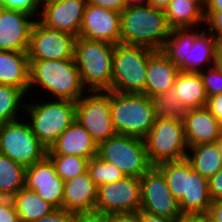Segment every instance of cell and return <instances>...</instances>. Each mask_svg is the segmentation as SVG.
<instances>
[{
    "instance_id": "cell-44",
    "label": "cell",
    "mask_w": 222,
    "mask_h": 222,
    "mask_svg": "<svg viewBox=\"0 0 222 222\" xmlns=\"http://www.w3.org/2000/svg\"><path fill=\"white\" fill-rule=\"evenodd\" d=\"M206 108L222 124V93L208 97Z\"/></svg>"
},
{
    "instance_id": "cell-14",
    "label": "cell",
    "mask_w": 222,
    "mask_h": 222,
    "mask_svg": "<svg viewBox=\"0 0 222 222\" xmlns=\"http://www.w3.org/2000/svg\"><path fill=\"white\" fill-rule=\"evenodd\" d=\"M86 0H57L41 8L38 21L47 28L79 37Z\"/></svg>"
},
{
    "instance_id": "cell-40",
    "label": "cell",
    "mask_w": 222,
    "mask_h": 222,
    "mask_svg": "<svg viewBox=\"0 0 222 222\" xmlns=\"http://www.w3.org/2000/svg\"><path fill=\"white\" fill-rule=\"evenodd\" d=\"M76 213L64 208H55L50 214L34 222H75Z\"/></svg>"
},
{
    "instance_id": "cell-42",
    "label": "cell",
    "mask_w": 222,
    "mask_h": 222,
    "mask_svg": "<svg viewBox=\"0 0 222 222\" xmlns=\"http://www.w3.org/2000/svg\"><path fill=\"white\" fill-rule=\"evenodd\" d=\"M208 187L212 201L222 200V168L208 179Z\"/></svg>"
},
{
    "instance_id": "cell-9",
    "label": "cell",
    "mask_w": 222,
    "mask_h": 222,
    "mask_svg": "<svg viewBox=\"0 0 222 222\" xmlns=\"http://www.w3.org/2000/svg\"><path fill=\"white\" fill-rule=\"evenodd\" d=\"M18 119L0 126V153L24 167L47 156V148L38 140L26 120Z\"/></svg>"
},
{
    "instance_id": "cell-51",
    "label": "cell",
    "mask_w": 222,
    "mask_h": 222,
    "mask_svg": "<svg viewBox=\"0 0 222 222\" xmlns=\"http://www.w3.org/2000/svg\"><path fill=\"white\" fill-rule=\"evenodd\" d=\"M172 0H148V4L155 8L165 10Z\"/></svg>"
},
{
    "instance_id": "cell-37",
    "label": "cell",
    "mask_w": 222,
    "mask_h": 222,
    "mask_svg": "<svg viewBox=\"0 0 222 222\" xmlns=\"http://www.w3.org/2000/svg\"><path fill=\"white\" fill-rule=\"evenodd\" d=\"M1 8L23 11L36 17V19H38L41 11V7L38 5L37 0H1Z\"/></svg>"
},
{
    "instance_id": "cell-46",
    "label": "cell",
    "mask_w": 222,
    "mask_h": 222,
    "mask_svg": "<svg viewBox=\"0 0 222 222\" xmlns=\"http://www.w3.org/2000/svg\"><path fill=\"white\" fill-rule=\"evenodd\" d=\"M207 215L215 222H222V200L213 201Z\"/></svg>"
},
{
    "instance_id": "cell-16",
    "label": "cell",
    "mask_w": 222,
    "mask_h": 222,
    "mask_svg": "<svg viewBox=\"0 0 222 222\" xmlns=\"http://www.w3.org/2000/svg\"><path fill=\"white\" fill-rule=\"evenodd\" d=\"M36 20L23 11L0 8V50L27 52Z\"/></svg>"
},
{
    "instance_id": "cell-24",
    "label": "cell",
    "mask_w": 222,
    "mask_h": 222,
    "mask_svg": "<svg viewBox=\"0 0 222 222\" xmlns=\"http://www.w3.org/2000/svg\"><path fill=\"white\" fill-rule=\"evenodd\" d=\"M164 13L171 30L195 29L205 24L204 8L195 0H172Z\"/></svg>"
},
{
    "instance_id": "cell-19",
    "label": "cell",
    "mask_w": 222,
    "mask_h": 222,
    "mask_svg": "<svg viewBox=\"0 0 222 222\" xmlns=\"http://www.w3.org/2000/svg\"><path fill=\"white\" fill-rule=\"evenodd\" d=\"M98 145L76 120L56 139L47 155H74L88 160L97 156Z\"/></svg>"
},
{
    "instance_id": "cell-7",
    "label": "cell",
    "mask_w": 222,
    "mask_h": 222,
    "mask_svg": "<svg viewBox=\"0 0 222 222\" xmlns=\"http://www.w3.org/2000/svg\"><path fill=\"white\" fill-rule=\"evenodd\" d=\"M143 140L153 166L185 159L188 153L182 119L157 117Z\"/></svg>"
},
{
    "instance_id": "cell-34",
    "label": "cell",
    "mask_w": 222,
    "mask_h": 222,
    "mask_svg": "<svg viewBox=\"0 0 222 222\" xmlns=\"http://www.w3.org/2000/svg\"><path fill=\"white\" fill-rule=\"evenodd\" d=\"M176 94L175 88L172 87L153 97L157 117L182 119L187 109L182 102L177 101Z\"/></svg>"
},
{
    "instance_id": "cell-4",
    "label": "cell",
    "mask_w": 222,
    "mask_h": 222,
    "mask_svg": "<svg viewBox=\"0 0 222 222\" xmlns=\"http://www.w3.org/2000/svg\"><path fill=\"white\" fill-rule=\"evenodd\" d=\"M45 99V100H44ZM38 99L26 102L23 117H28L32 132L49 149L56 139L75 121L76 102L66 99ZM39 100H41L39 102ZM28 103V104H27Z\"/></svg>"
},
{
    "instance_id": "cell-41",
    "label": "cell",
    "mask_w": 222,
    "mask_h": 222,
    "mask_svg": "<svg viewBox=\"0 0 222 222\" xmlns=\"http://www.w3.org/2000/svg\"><path fill=\"white\" fill-rule=\"evenodd\" d=\"M75 222H109V214L98 210L80 211L76 213Z\"/></svg>"
},
{
    "instance_id": "cell-45",
    "label": "cell",
    "mask_w": 222,
    "mask_h": 222,
    "mask_svg": "<svg viewBox=\"0 0 222 222\" xmlns=\"http://www.w3.org/2000/svg\"><path fill=\"white\" fill-rule=\"evenodd\" d=\"M109 222H141L139 211L109 214Z\"/></svg>"
},
{
    "instance_id": "cell-3",
    "label": "cell",
    "mask_w": 222,
    "mask_h": 222,
    "mask_svg": "<svg viewBox=\"0 0 222 222\" xmlns=\"http://www.w3.org/2000/svg\"><path fill=\"white\" fill-rule=\"evenodd\" d=\"M114 48L105 41L76 38L74 61L87 91H111Z\"/></svg>"
},
{
    "instance_id": "cell-18",
    "label": "cell",
    "mask_w": 222,
    "mask_h": 222,
    "mask_svg": "<svg viewBox=\"0 0 222 222\" xmlns=\"http://www.w3.org/2000/svg\"><path fill=\"white\" fill-rule=\"evenodd\" d=\"M182 121L188 147L216 143L222 132V124L206 107L187 109Z\"/></svg>"
},
{
    "instance_id": "cell-56",
    "label": "cell",
    "mask_w": 222,
    "mask_h": 222,
    "mask_svg": "<svg viewBox=\"0 0 222 222\" xmlns=\"http://www.w3.org/2000/svg\"><path fill=\"white\" fill-rule=\"evenodd\" d=\"M195 1H197L204 8L206 0H195Z\"/></svg>"
},
{
    "instance_id": "cell-55",
    "label": "cell",
    "mask_w": 222,
    "mask_h": 222,
    "mask_svg": "<svg viewBox=\"0 0 222 222\" xmlns=\"http://www.w3.org/2000/svg\"><path fill=\"white\" fill-rule=\"evenodd\" d=\"M204 222H215L214 220H212L207 214L204 215Z\"/></svg>"
},
{
    "instance_id": "cell-1",
    "label": "cell",
    "mask_w": 222,
    "mask_h": 222,
    "mask_svg": "<svg viewBox=\"0 0 222 222\" xmlns=\"http://www.w3.org/2000/svg\"><path fill=\"white\" fill-rule=\"evenodd\" d=\"M120 43L161 51L171 29L164 10L150 4L127 6L120 13Z\"/></svg>"
},
{
    "instance_id": "cell-26",
    "label": "cell",
    "mask_w": 222,
    "mask_h": 222,
    "mask_svg": "<svg viewBox=\"0 0 222 222\" xmlns=\"http://www.w3.org/2000/svg\"><path fill=\"white\" fill-rule=\"evenodd\" d=\"M173 87L177 101L182 102L186 109L206 107L207 96L199 73L180 71Z\"/></svg>"
},
{
    "instance_id": "cell-30",
    "label": "cell",
    "mask_w": 222,
    "mask_h": 222,
    "mask_svg": "<svg viewBox=\"0 0 222 222\" xmlns=\"http://www.w3.org/2000/svg\"><path fill=\"white\" fill-rule=\"evenodd\" d=\"M197 29V30H196ZM172 29L165 41L162 52L176 65L179 66L191 50L196 37L205 27Z\"/></svg>"
},
{
    "instance_id": "cell-6",
    "label": "cell",
    "mask_w": 222,
    "mask_h": 222,
    "mask_svg": "<svg viewBox=\"0 0 222 222\" xmlns=\"http://www.w3.org/2000/svg\"><path fill=\"white\" fill-rule=\"evenodd\" d=\"M155 52L143 46L116 44L111 91L145 95L147 65Z\"/></svg>"
},
{
    "instance_id": "cell-49",
    "label": "cell",
    "mask_w": 222,
    "mask_h": 222,
    "mask_svg": "<svg viewBox=\"0 0 222 222\" xmlns=\"http://www.w3.org/2000/svg\"><path fill=\"white\" fill-rule=\"evenodd\" d=\"M204 11H222V0H206Z\"/></svg>"
},
{
    "instance_id": "cell-15",
    "label": "cell",
    "mask_w": 222,
    "mask_h": 222,
    "mask_svg": "<svg viewBox=\"0 0 222 222\" xmlns=\"http://www.w3.org/2000/svg\"><path fill=\"white\" fill-rule=\"evenodd\" d=\"M64 184L65 181L57 175L53 163L47 156L26 167L25 187L34 190L55 208H62Z\"/></svg>"
},
{
    "instance_id": "cell-22",
    "label": "cell",
    "mask_w": 222,
    "mask_h": 222,
    "mask_svg": "<svg viewBox=\"0 0 222 222\" xmlns=\"http://www.w3.org/2000/svg\"><path fill=\"white\" fill-rule=\"evenodd\" d=\"M0 84L20 88L28 94L29 60L27 52L0 50Z\"/></svg>"
},
{
    "instance_id": "cell-11",
    "label": "cell",
    "mask_w": 222,
    "mask_h": 222,
    "mask_svg": "<svg viewBox=\"0 0 222 222\" xmlns=\"http://www.w3.org/2000/svg\"><path fill=\"white\" fill-rule=\"evenodd\" d=\"M76 36L34 23L27 51L28 60L74 59Z\"/></svg>"
},
{
    "instance_id": "cell-5",
    "label": "cell",
    "mask_w": 222,
    "mask_h": 222,
    "mask_svg": "<svg viewBox=\"0 0 222 222\" xmlns=\"http://www.w3.org/2000/svg\"><path fill=\"white\" fill-rule=\"evenodd\" d=\"M110 110L117 134L144 138L156 121L153 98L110 91Z\"/></svg>"
},
{
    "instance_id": "cell-21",
    "label": "cell",
    "mask_w": 222,
    "mask_h": 222,
    "mask_svg": "<svg viewBox=\"0 0 222 222\" xmlns=\"http://www.w3.org/2000/svg\"><path fill=\"white\" fill-rule=\"evenodd\" d=\"M180 72L162 51H156L148 61L146 72L145 95L150 98L168 91L174 86Z\"/></svg>"
},
{
    "instance_id": "cell-36",
    "label": "cell",
    "mask_w": 222,
    "mask_h": 222,
    "mask_svg": "<svg viewBox=\"0 0 222 222\" xmlns=\"http://www.w3.org/2000/svg\"><path fill=\"white\" fill-rule=\"evenodd\" d=\"M207 98L222 93V73L215 65L199 72Z\"/></svg>"
},
{
    "instance_id": "cell-47",
    "label": "cell",
    "mask_w": 222,
    "mask_h": 222,
    "mask_svg": "<svg viewBox=\"0 0 222 222\" xmlns=\"http://www.w3.org/2000/svg\"><path fill=\"white\" fill-rule=\"evenodd\" d=\"M139 216H140L141 222H176V220L150 214V213H147L145 211H140V210H139Z\"/></svg>"
},
{
    "instance_id": "cell-54",
    "label": "cell",
    "mask_w": 222,
    "mask_h": 222,
    "mask_svg": "<svg viewBox=\"0 0 222 222\" xmlns=\"http://www.w3.org/2000/svg\"><path fill=\"white\" fill-rule=\"evenodd\" d=\"M54 1H57V0H37L38 2V5L42 8L44 5L48 4V3H51V2H54Z\"/></svg>"
},
{
    "instance_id": "cell-52",
    "label": "cell",
    "mask_w": 222,
    "mask_h": 222,
    "mask_svg": "<svg viewBox=\"0 0 222 222\" xmlns=\"http://www.w3.org/2000/svg\"><path fill=\"white\" fill-rule=\"evenodd\" d=\"M126 2L127 6L148 4V0H126Z\"/></svg>"
},
{
    "instance_id": "cell-33",
    "label": "cell",
    "mask_w": 222,
    "mask_h": 222,
    "mask_svg": "<svg viewBox=\"0 0 222 222\" xmlns=\"http://www.w3.org/2000/svg\"><path fill=\"white\" fill-rule=\"evenodd\" d=\"M55 167L57 175L68 181L88 170V159L74 155H47Z\"/></svg>"
},
{
    "instance_id": "cell-2",
    "label": "cell",
    "mask_w": 222,
    "mask_h": 222,
    "mask_svg": "<svg viewBox=\"0 0 222 222\" xmlns=\"http://www.w3.org/2000/svg\"><path fill=\"white\" fill-rule=\"evenodd\" d=\"M47 93L54 99L77 102L87 90L83 87L74 59L66 60H29V89ZM31 89L33 91H31ZM44 89V90H43Z\"/></svg>"
},
{
    "instance_id": "cell-32",
    "label": "cell",
    "mask_w": 222,
    "mask_h": 222,
    "mask_svg": "<svg viewBox=\"0 0 222 222\" xmlns=\"http://www.w3.org/2000/svg\"><path fill=\"white\" fill-rule=\"evenodd\" d=\"M26 95L20 88L0 84V126L21 119L19 111L25 110Z\"/></svg>"
},
{
    "instance_id": "cell-28",
    "label": "cell",
    "mask_w": 222,
    "mask_h": 222,
    "mask_svg": "<svg viewBox=\"0 0 222 222\" xmlns=\"http://www.w3.org/2000/svg\"><path fill=\"white\" fill-rule=\"evenodd\" d=\"M20 222H34L50 214L55 207L43 200L34 190L22 188L12 197Z\"/></svg>"
},
{
    "instance_id": "cell-53",
    "label": "cell",
    "mask_w": 222,
    "mask_h": 222,
    "mask_svg": "<svg viewBox=\"0 0 222 222\" xmlns=\"http://www.w3.org/2000/svg\"><path fill=\"white\" fill-rule=\"evenodd\" d=\"M216 144L218 146V149L222 158V132H221L220 137L216 140Z\"/></svg>"
},
{
    "instance_id": "cell-20",
    "label": "cell",
    "mask_w": 222,
    "mask_h": 222,
    "mask_svg": "<svg viewBox=\"0 0 222 222\" xmlns=\"http://www.w3.org/2000/svg\"><path fill=\"white\" fill-rule=\"evenodd\" d=\"M97 185L89 171L65 181L62 208L72 211H91L96 208Z\"/></svg>"
},
{
    "instance_id": "cell-10",
    "label": "cell",
    "mask_w": 222,
    "mask_h": 222,
    "mask_svg": "<svg viewBox=\"0 0 222 222\" xmlns=\"http://www.w3.org/2000/svg\"><path fill=\"white\" fill-rule=\"evenodd\" d=\"M75 120L89 132L97 145L115 136L110 91H87L76 102Z\"/></svg>"
},
{
    "instance_id": "cell-29",
    "label": "cell",
    "mask_w": 222,
    "mask_h": 222,
    "mask_svg": "<svg viewBox=\"0 0 222 222\" xmlns=\"http://www.w3.org/2000/svg\"><path fill=\"white\" fill-rule=\"evenodd\" d=\"M155 167L163 174L167 186L178 202L182 198H188L189 161L186 158L163 162Z\"/></svg>"
},
{
    "instance_id": "cell-38",
    "label": "cell",
    "mask_w": 222,
    "mask_h": 222,
    "mask_svg": "<svg viewBox=\"0 0 222 222\" xmlns=\"http://www.w3.org/2000/svg\"><path fill=\"white\" fill-rule=\"evenodd\" d=\"M204 17L205 29L218 41H222V11H204Z\"/></svg>"
},
{
    "instance_id": "cell-35",
    "label": "cell",
    "mask_w": 222,
    "mask_h": 222,
    "mask_svg": "<svg viewBox=\"0 0 222 222\" xmlns=\"http://www.w3.org/2000/svg\"><path fill=\"white\" fill-rule=\"evenodd\" d=\"M88 171L97 186L115 182L125 177L119 168L102 160L98 155L89 159Z\"/></svg>"
},
{
    "instance_id": "cell-27",
    "label": "cell",
    "mask_w": 222,
    "mask_h": 222,
    "mask_svg": "<svg viewBox=\"0 0 222 222\" xmlns=\"http://www.w3.org/2000/svg\"><path fill=\"white\" fill-rule=\"evenodd\" d=\"M188 152L186 159L192 165L193 170L206 179L214 176L222 168V158L216 143L190 146Z\"/></svg>"
},
{
    "instance_id": "cell-50",
    "label": "cell",
    "mask_w": 222,
    "mask_h": 222,
    "mask_svg": "<svg viewBox=\"0 0 222 222\" xmlns=\"http://www.w3.org/2000/svg\"><path fill=\"white\" fill-rule=\"evenodd\" d=\"M215 67L222 73V41H219L216 53H215Z\"/></svg>"
},
{
    "instance_id": "cell-12",
    "label": "cell",
    "mask_w": 222,
    "mask_h": 222,
    "mask_svg": "<svg viewBox=\"0 0 222 222\" xmlns=\"http://www.w3.org/2000/svg\"><path fill=\"white\" fill-rule=\"evenodd\" d=\"M140 181V211L172 220H177L182 215L179 202L172 195L163 174L155 166L143 174Z\"/></svg>"
},
{
    "instance_id": "cell-25",
    "label": "cell",
    "mask_w": 222,
    "mask_h": 222,
    "mask_svg": "<svg viewBox=\"0 0 222 222\" xmlns=\"http://www.w3.org/2000/svg\"><path fill=\"white\" fill-rule=\"evenodd\" d=\"M208 179L193 170L189 162L188 198H182L179 207L182 214H203L209 212L212 204Z\"/></svg>"
},
{
    "instance_id": "cell-13",
    "label": "cell",
    "mask_w": 222,
    "mask_h": 222,
    "mask_svg": "<svg viewBox=\"0 0 222 222\" xmlns=\"http://www.w3.org/2000/svg\"><path fill=\"white\" fill-rule=\"evenodd\" d=\"M141 208L140 178L127 177L97 186L95 210L106 214L135 212Z\"/></svg>"
},
{
    "instance_id": "cell-8",
    "label": "cell",
    "mask_w": 222,
    "mask_h": 222,
    "mask_svg": "<svg viewBox=\"0 0 222 222\" xmlns=\"http://www.w3.org/2000/svg\"><path fill=\"white\" fill-rule=\"evenodd\" d=\"M97 155L114 164L127 177L141 178L153 167L144 140L135 136L116 134L98 145Z\"/></svg>"
},
{
    "instance_id": "cell-43",
    "label": "cell",
    "mask_w": 222,
    "mask_h": 222,
    "mask_svg": "<svg viewBox=\"0 0 222 222\" xmlns=\"http://www.w3.org/2000/svg\"><path fill=\"white\" fill-rule=\"evenodd\" d=\"M88 4L121 13L126 7V0H86Z\"/></svg>"
},
{
    "instance_id": "cell-17",
    "label": "cell",
    "mask_w": 222,
    "mask_h": 222,
    "mask_svg": "<svg viewBox=\"0 0 222 222\" xmlns=\"http://www.w3.org/2000/svg\"><path fill=\"white\" fill-rule=\"evenodd\" d=\"M120 22L119 12L87 3L79 37L119 44Z\"/></svg>"
},
{
    "instance_id": "cell-48",
    "label": "cell",
    "mask_w": 222,
    "mask_h": 222,
    "mask_svg": "<svg viewBox=\"0 0 222 222\" xmlns=\"http://www.w3.org/2000/svg\"><path fill=\"white\" fill-rule=\"evenodd\" d=\"M176 222H204L203 214H182Z\"/></svg>"
},
{
    "instance_id": "cell-39",
    "label": "cell",
    "mask_w": 222,
    "mask_h": 222,
    "mask_svg": "<svg viewBox=\"0 0 222 222\" xmlns=\"http://www.w3.org/2000/svg\"><path fill=\"white\" fill-rule=\"evenodd\" d=\"M0 222H20L12 198H0Z\"/></svg>"
},
{
    "instance_id": "cell-31",
    "label": "cell",
    "mask_w": 222,
    "mask_h": 222,
    "mask_svg": "<svg viewBox=\"0 0 222 222\" xmlns=\"http://www.w3.org/2000/svg\"><path fill=\"white\" fill-rule=\"evenodd\" d=\"M26 167L0 153V198H12L25 187Z\"/></svg>"
},
{
    "instance_id": "cell-23",
    "label": "cell",
    "mask_w": 222,
    "mask_h": 222,
    "mask_svg": "<svg viewBox=\"0 0 222 222\" xmlns=\"http://www.w3.org/2000/svg\"><path fill=\"white\" fill-rule=\"evenodd\" d=\"M218 43L219 41L210 32L204 29L196 37L184 61L178 66L179 70L199 73L213 66Z\"/></svg>"
}]
</instances>
